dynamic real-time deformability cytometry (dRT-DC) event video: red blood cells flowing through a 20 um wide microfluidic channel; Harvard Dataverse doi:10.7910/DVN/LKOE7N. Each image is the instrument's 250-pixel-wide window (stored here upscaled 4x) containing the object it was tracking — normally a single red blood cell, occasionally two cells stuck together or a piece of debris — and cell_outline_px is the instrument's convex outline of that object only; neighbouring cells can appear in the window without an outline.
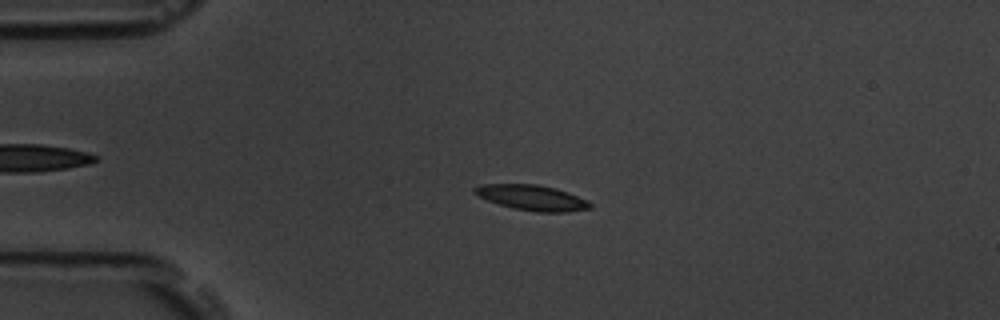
{"species": "common noctule bat (a hibernating species)", "species_latin": "Nyctalus noctula", "temperature_condition": "room temperature", "stored_images_in_passage": 4, "camera_frame_rate_fps": 3000, "um_per_image_px": 0.085, "animal": {"sex": "male", "body_mass_g": 19.5, "forearm_length_mm": 54.6}, "frame": {"image": 1, "passage_image": 3, "time_ms": 2.333, "image_size_px": [1000, 320], "cell_outline_px": [[592, 208], [568, 212], [536, 212], [512, 208], [488, 200], [472, 192], [472, 188], [480, 184], [536, 184], [556, 188], [568, 192], [588, 200], [592, 204]], "centroid_in_image_um": [45.24, 16.8], "position_along_channel_um": 39.8, "area_um2": 17.17}}